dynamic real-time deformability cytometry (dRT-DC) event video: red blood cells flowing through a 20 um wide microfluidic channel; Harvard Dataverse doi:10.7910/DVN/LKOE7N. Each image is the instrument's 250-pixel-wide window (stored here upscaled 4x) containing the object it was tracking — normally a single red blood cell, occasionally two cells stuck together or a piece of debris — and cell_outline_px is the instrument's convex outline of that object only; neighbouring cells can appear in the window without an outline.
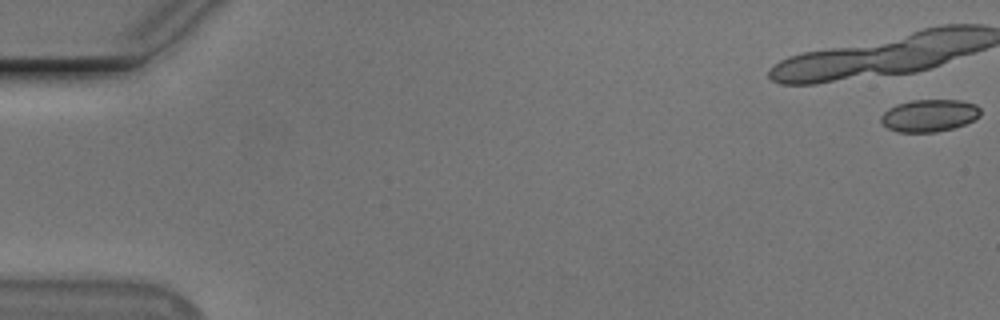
{"species": "Egyptian fruit bat (a non-hibernating species)", "species_latin": "Rousettus aegyptiacus", "temperature_condition": "cold", "stored_images_in_passage": 21, "camera_frame_rate_fps": 3000, "um_per_image_px": 0.085, "animal": {"sex": "male"}, "frame": {"image": 1, "passage_image": 1, "time_ms": 0.0, "image_size_px": [1000, 320], "cell_outline_px": [[980, 116], [964, 124], [952, 128], [936, 132], [896, 132], [888, 128], [880, 120], [880, 116], [888, 108], [896, 104], [912, 100], [960, 100], [976, 104], [980, 108]], "centroid_in_image_um": [78.97, 9.81], "position_along_channel_um": 6.0, "area_um2": 18.73}}
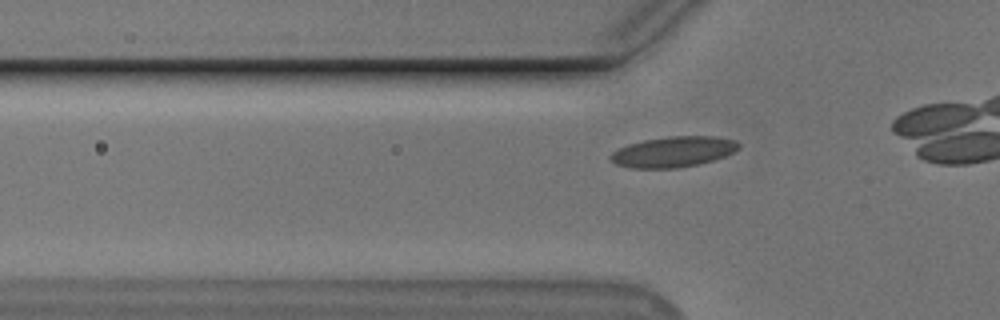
{"frame": {"image": 2, "passage_image": 15, "time_ms": 4.667, "image_size_px": [1000, 320], "cell_outline_px": [[740, 148], [724, 156], [700, 164], [680, 168], [632, 168], [616, 164], [608, 156], [612, 152], [628, 144], [644, 140], [668, 136], [716, 136], [736, 140], [740, 144]], "centroid_in_image_um": [57.25, 12.9], "position_along_channel_um": 68.6, "area_um2": 22.89}}